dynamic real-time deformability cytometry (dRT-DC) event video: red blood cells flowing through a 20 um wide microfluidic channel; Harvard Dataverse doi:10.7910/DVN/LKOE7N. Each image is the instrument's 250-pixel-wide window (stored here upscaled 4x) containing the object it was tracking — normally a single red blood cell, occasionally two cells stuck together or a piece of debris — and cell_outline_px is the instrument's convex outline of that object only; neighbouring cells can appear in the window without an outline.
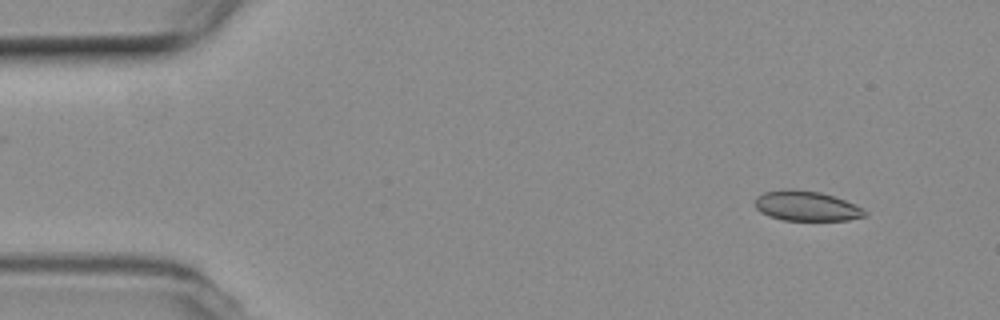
{"species": "common noctule bat (a hibernating species)", "species_latin": "Nyctalus noctula", "temperature_condition": "room temperature", "stored_images_in_passage": 50, "camera_frame_rate_fps": 3000, "um_per_image_px": 0.085, "animal": {"sex": "female", "body_mass_g": 19.3, "forearm_length_mm": 54.1}, "frame": {"image": 1, "passage_image": 1, "time_ms": 0.0, "image_size_px": [1000, 320], "cell_outline_px": [[868, 216], [848, 220], [784, 220], [768, 216], [760, 212], [756, 208], [752, 200], [756, 196], [764, 192], [788, 188], [820, 192], [844, 200], [864, 208], [868, 212]], "centroid_in_image_um": [68.52, 17.51], "position_along_channel_um": 16.5, "area_um2": 19.42}}
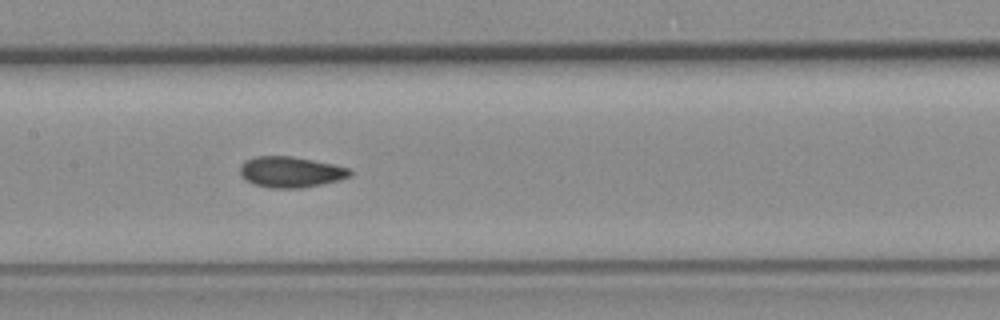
{"frame": {"image": 2, "passage_image": 22, "time_ms": 7.0, "image_size_px": [1000, 320], "cell_outline_px": [[352, 176], [340, 180], [300, 188], [268, 188], [252, 184], [244, 180], [240, 176], [240, 168], [244, 160], [256, 156], [292, 156], [336, 164], [352, 168]], "centroid_in_image_um": [24.72, 14.62], "position_along_channel_um": 182.7, "area_um2": 20.17}}
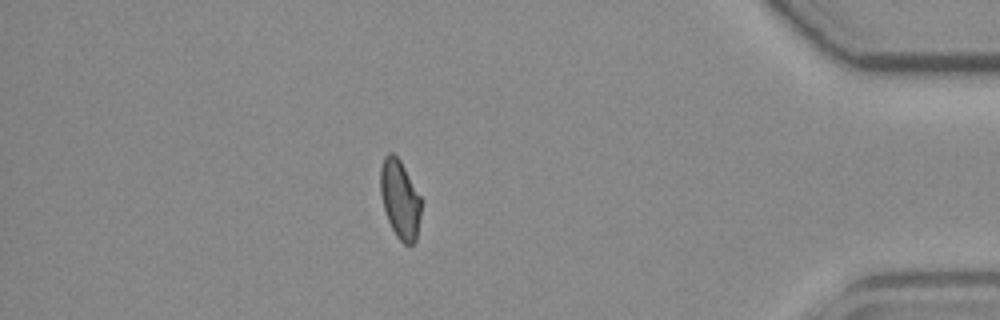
{"frame": {"image": 3, "passage_image": 43, "time_ms": 14.0, "image_size_px": [1000, 320], "cell_outline_px": [[420, 216], [416, 240], [412, 244], [404, 244], [396, 236], [388, 220], [384, 208], [380, 192], [380, 168], [384, 156], [388, 152], [392, 152], [400, 160], [420, 196]], "centroid_in_image_um": [33.98, 16.92], "position_along_channel_um": 401.2, "area_um2": 18.44}, "authors_computed_cell_mechanics": {"area_um2": 19.3919, "velocity_mm_per_s": 3.7798, "shape_relaxation_time_tau1_ms": null, "shape_relaxation_time_tau2_ms": 1.8758, "deformation_change_tau1": null, "deformation_change_tau2": 0.0463}}